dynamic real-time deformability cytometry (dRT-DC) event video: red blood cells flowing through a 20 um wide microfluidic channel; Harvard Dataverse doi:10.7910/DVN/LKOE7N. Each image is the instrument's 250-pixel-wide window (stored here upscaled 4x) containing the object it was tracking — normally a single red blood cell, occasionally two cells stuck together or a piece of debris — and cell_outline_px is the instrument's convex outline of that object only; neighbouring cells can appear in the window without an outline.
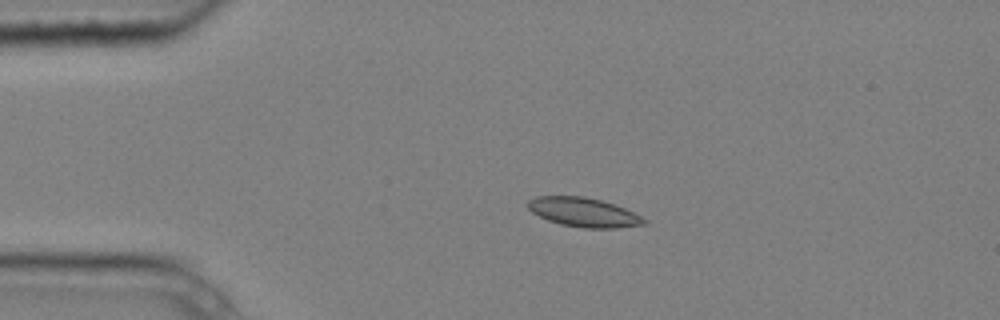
{"species": "common noctule bat (a hibernating species)", "species_latin": "Nyctalus noctula", "temperature_condition": "cold", "stored_images_in_passage": 4, "camera_frame_rate_fps": 3000, "um_per_image_px": 0.085, "animal": {"sex": "male", "body_mass_g": 20.4}, "frame": {"image": 1, "passage_image": 3, "time_ms": 0.667, "image_size_px": [1000, 320], "cell_outline_px": [[648, 224], [616, 228], [584, 228], [560, 224], [548, 220], [532, 212], [524, 204], [528, 200], [536, 196], [584, 196], [616, 204], [648, 220]], "centroid_in_image_um": [49.6, 18.04], "position_along_channel_um": 35.4, "area_um2": 19.88}}